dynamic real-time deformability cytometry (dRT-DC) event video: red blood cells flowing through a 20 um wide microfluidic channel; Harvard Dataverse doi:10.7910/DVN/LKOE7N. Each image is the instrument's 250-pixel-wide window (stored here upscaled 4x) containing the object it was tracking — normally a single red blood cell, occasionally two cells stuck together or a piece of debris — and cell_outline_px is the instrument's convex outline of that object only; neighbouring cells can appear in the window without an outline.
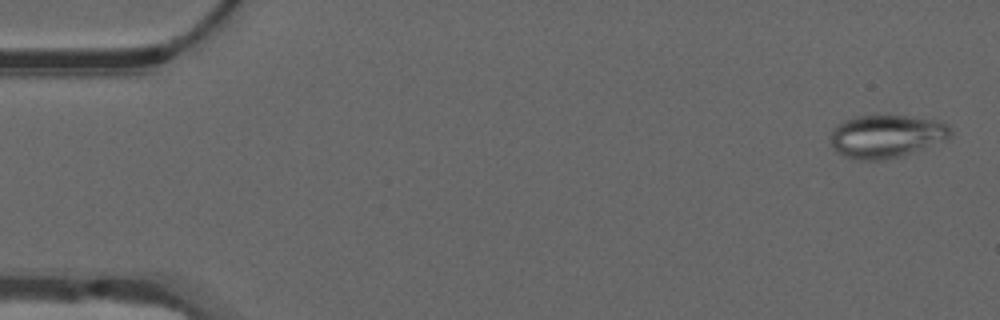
{"species": "common noctule bat (a hibernating species)", "species_latin": "Nyctalus noctula", "temperature_condition": "warm", "stored_images_in_passage": 54, "camera_frame_rate_fps": 3000, "um_per_image_px": 0.085, "animal": {"sex": "male", "forearm_length_mm": 52.5}, "frame": {"image": 1, "passage_image": 2, "time_ms": 0.333, "image_size_px": [1000, 320], "cell_outline_px": [[952, 132], [948, 140], [900, 156], [884, 160], [860, 160], [844, 156], [836, 152], [828, 136], [832, 128], [836, 124], [844, 120], [856, 116], [908, 116], [936, 120], [948, 124]], "centroid_in_image_um": [75.31, 11.58], "position_along_channel_um": 9.7, "area_um2": 30.29}}
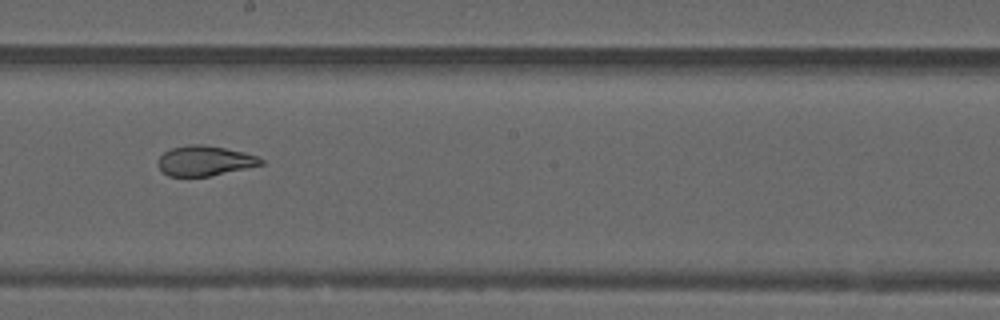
{"frame": {"image": 2, "passage_image": 30, "time_ms": 9.667, "image_size_px": [1000, 320], "cell_outline_px": [[264, 164], [208, 176], [168, 176], [156, 164], [160, 156], [164, 152], [172, 148], [188, 144], [204, 144], [244, 152], [256, 156], [264, 160]], "centroid_in_image_um": [17.38, 13.65], "position_along_channel_um": 230.8, "area_um2": 17.86}}
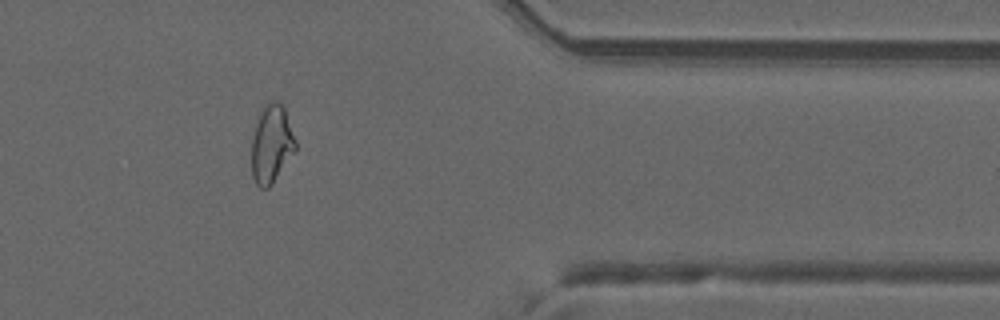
{"frame": {"image": 3, "passage_image": 44, "time_ms": 14.333, "image_size_px": [1000, 320], "cell_outline_px": [[296, 148], [272, 184], [268, 188], [260, 188], [256, 184], [252, 176], [252, 136], [256, 124], [264, 104], [272, 100], [276, 100], [284, 108], [296, 140]], "centroid_in_image_um": [23.07, 12.24], "position_along_channel_um": 388.3, "area_um2": 19.71}, "authors_computed_cell_mechanics": {"area_um2": 22.4553, "velocity_mm_per_s": 3.8047, "shape_relaxation_time_tau1_ms": null, "shape_relaxation_time_tau2_ms": 1.5883, "deformation_change_tau1": null, "deformation_change_tau2": 0.0743}}